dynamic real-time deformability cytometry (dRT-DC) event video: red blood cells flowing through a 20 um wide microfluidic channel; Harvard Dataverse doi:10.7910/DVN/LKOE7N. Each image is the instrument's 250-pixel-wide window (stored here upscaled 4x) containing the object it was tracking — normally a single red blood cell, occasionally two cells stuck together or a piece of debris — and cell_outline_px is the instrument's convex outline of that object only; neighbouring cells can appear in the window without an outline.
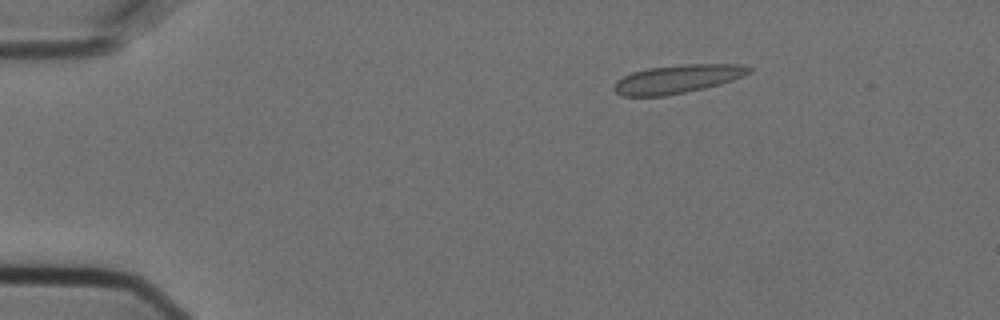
{"species": "Egyptian fruit bat (a non-hibernating species)", "species_latin": "Rousettus aegyptiacus", "temperature_condition": "cold", "stored_images_in_passage": 49, "camera_frame_rate_fps": 3000, "um_per_image_px": 0.085, "animal": {"sex": "female"}, "frame": {"image": 1, "passage_image": 2, "time_ms": 0.333, "image_size_px": [1000, 320], "cell_outline_px": [[752, 72], [744, 76], [720, 84], [704, 88], [664, 96], [624, 96], [616, 92], [612, 88], [616, 80], [632, 72], [648, 68], [684, 64], [740, 64], [752, 68]], "centroid_in_image_um": [57.59, 6.71], "position_along_channel_um": 27.4, "area_um2": 22.37}}
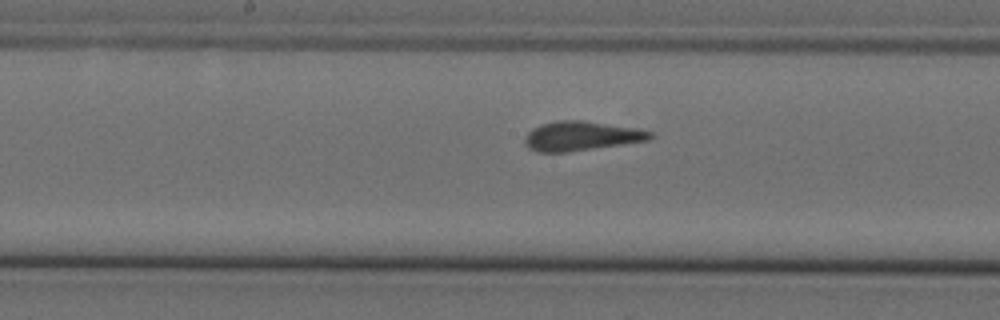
{"frame": {"image": 2, "passage_image": 22, "time_ms": 7.0, "image_size_px": [1000, 320], "cell_outline_px": [[656, 136], [648, 140], [568, 152], [536, 152], [528, 148], [524, 144], [524, 136], [532, 128], [540, 124], [556, 120], [584, 120], [640, 128], [652, 132]], "centroid_in_image_um": [49.39, 11.55], "position_along_channel_um": 198.8, "area_um2": 21.79}}
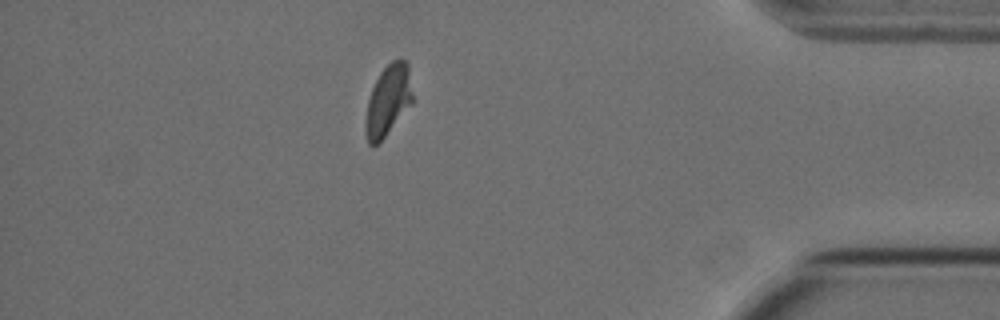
{"frame": {"image": 3, "passage_image": 42, "time_ms": 13.667, "image_size_px": [1000, 320], "cell_outline_px": [[412, 104], [384, 136], [372, 148], [368, 144], [364, 124], [368, 100], [372, 88], [380, 72], [392, 60], [400, 56], [408, 64], [412, 92]], "centroid_in_image_um": [32.98, 8.51], "position_along_channel_um": 402.2, "area_um2": 19.31}}